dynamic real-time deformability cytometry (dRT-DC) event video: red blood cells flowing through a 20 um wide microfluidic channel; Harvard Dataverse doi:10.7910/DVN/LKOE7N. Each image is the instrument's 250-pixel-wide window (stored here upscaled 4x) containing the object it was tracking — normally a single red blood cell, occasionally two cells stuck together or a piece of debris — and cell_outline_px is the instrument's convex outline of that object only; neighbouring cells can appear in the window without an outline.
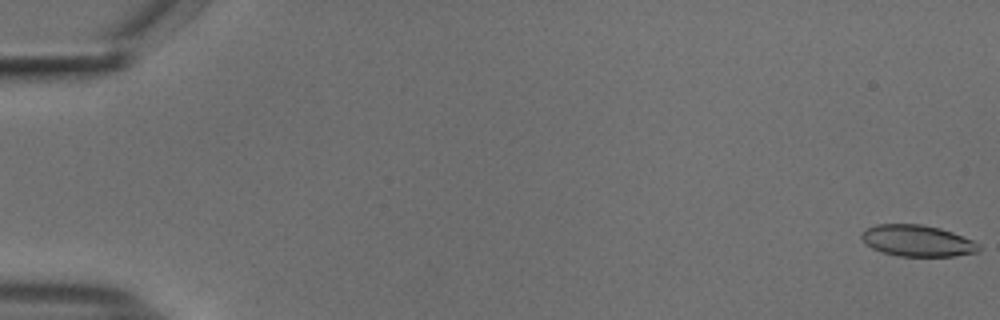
{"species": "common noctule bat (a hibernating species)", "species_latin": "Nyctalus noctula", "temperature_condition": "cold", "stored_images_in_passage": 56, "segment_of_instrument_passage": [1, 2], "camera_frame_rate_fps": 3000, "um_per_image_px": 0.085, "animal": {"sex": "male", "body_mass_g": 18.8}, "frame": {"image": 1, "passage_image": 1, "time_ms": 0.0, "image_size_px": [1000, 320], "cell_outline_px": [[980, 248], [976, 252], [952, 256], [900, 256], [884, 252], [872, 248], [864, 244], [860, 236], [868, 228], [876, 224], [920, 224], [940, 228], [952, 232], [972, 240], [980, 244]], "centroid_in_image_um": [77.96, 20.46], "position_along_channel_um": 7.0, "area_um2": 21.27}}
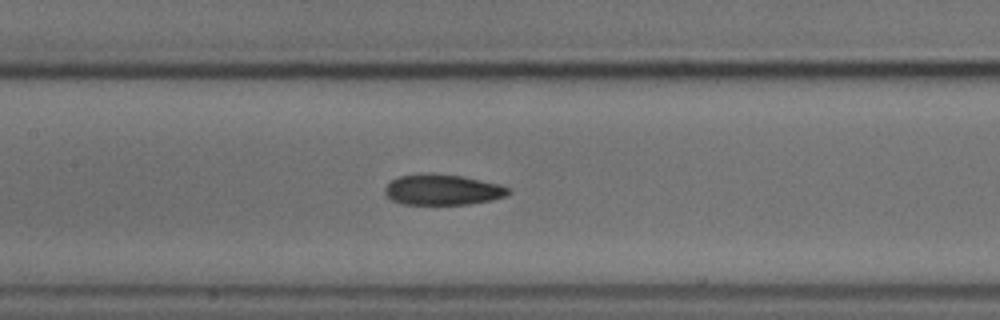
{"frame": {"image": 2, "passage_image": 27, "time_ms": 8.667, "image_size_px": [1000, 320], "cell_outline_px": [[512, 192], [504, 196], [492, 200], [468, 204], [404, 204], [392, 200], [384, 192], [384, 188], [392, 180], [400, 176], [420, 172], [464, 176], [500, 184], [508, 188]], "centroid_in_image_um": [37.62, 16.11], "position_along_channel_um": 169.8, "area_um2": 22.14}}
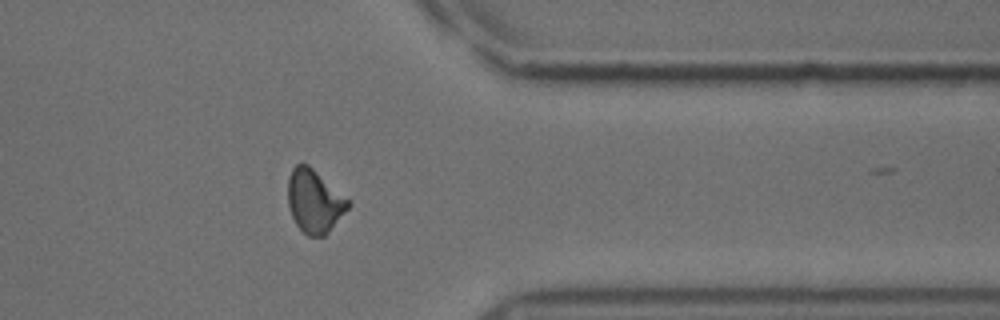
{"frame": {"image": 3, "passage_image": 45, "time_ms": 14.667, "image_size_px": [1000, 320], "cell_outline_px": [[352, 204], [328, 232], [324, 236], [308, 236], [296, 224], [292, 216], [288, 204], [288, 176], [292, 168], [296, 164], [308, 164], [348, 200]], "centroid_in_image_um": [26.7, 17.1], "position_along_channel_um": 384.7, "area_um2": 21.79}}